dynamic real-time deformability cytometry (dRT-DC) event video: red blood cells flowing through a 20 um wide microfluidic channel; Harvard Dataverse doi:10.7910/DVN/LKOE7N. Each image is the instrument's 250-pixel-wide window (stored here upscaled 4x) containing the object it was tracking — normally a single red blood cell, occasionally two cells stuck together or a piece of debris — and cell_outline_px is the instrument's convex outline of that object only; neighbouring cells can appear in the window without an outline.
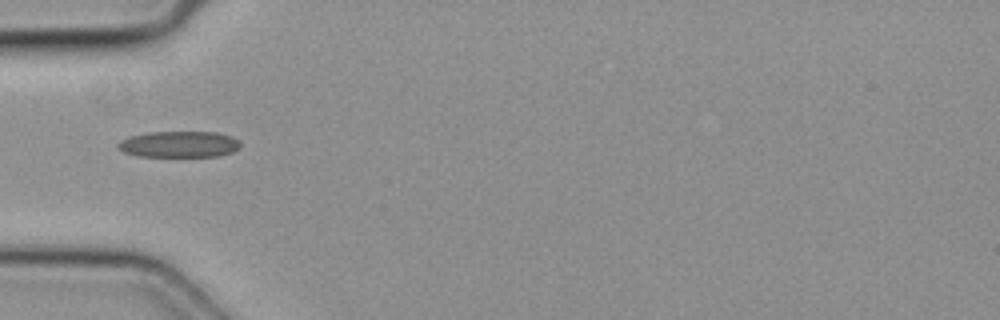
{"species": "common noctule bat (a hibernating species)", "species_latin": "Nyctalus noctula", "temperature_condition": "cold", "stored_images_in_passage": 1, "camera_frame_rate_fps": 3000, "um_per_image_px": 0.085, "animal": {"sex": "female", "body_mass_g": 19.3, "forearm_length_mm": 54.1}, "frame": {"image": 1, "passage_image": 1, "time_ms": 0.0, "image_size_px": [1000, 320], "cell_outline_px": [[240, 148], [232, 152], [220, 156], [136, 156], [124, 152], [116, 148], [116, 144], [120, 140], [132, 136], [148, 132], [216, 132], [232, 136], [240, 140]], "centroid_in_image_um": [15.23, 12.26], "position_along_channel_um": 69.8, "area_um2": 18.84}}